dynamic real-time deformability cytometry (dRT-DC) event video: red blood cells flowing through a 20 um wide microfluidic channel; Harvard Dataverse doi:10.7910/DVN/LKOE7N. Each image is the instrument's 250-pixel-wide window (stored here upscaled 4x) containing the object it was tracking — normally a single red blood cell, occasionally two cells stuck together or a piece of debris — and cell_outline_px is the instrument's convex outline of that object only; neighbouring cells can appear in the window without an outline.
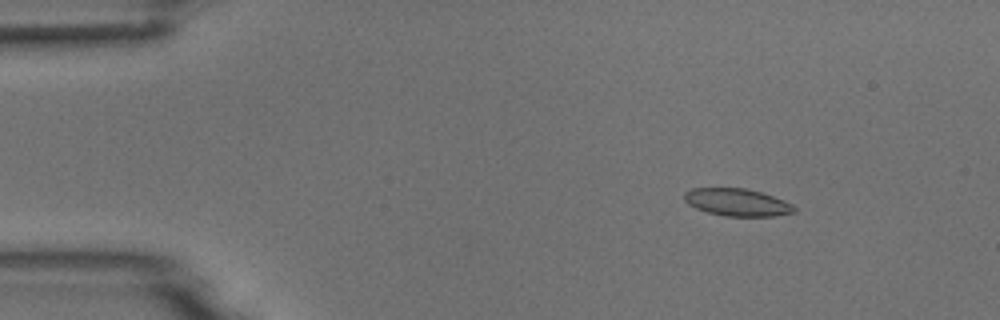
{"species": "common noctule bat (a hibernating species)", "species_latin": "Nyctalus noctula", "temperature_condition": "room temperature", "stored_images_in_passage": 5, "camera_frame_rate_fps": 3000, "um_per_image_px": 0.085, "animal": {"sex": "male", "body_mass_g": 18.8}, "frame": {"image": 1, "passage_image": 3, "time_ms": 2.333, "image_size_px": [1000, 320], "cell_outline_px": [[796, 212], [776, 216], [724, 216], [708, 212], [696, 208], [688, 204], [684, 200], [684, 192], [692, 188], [744, 188], [760, 192], [784, 200], [792, 204], [796, 208]], "centroid_in_image_um": [62.66, 17.2], "position_along_channel_um": 22.3, "area_um2": 17.57}}